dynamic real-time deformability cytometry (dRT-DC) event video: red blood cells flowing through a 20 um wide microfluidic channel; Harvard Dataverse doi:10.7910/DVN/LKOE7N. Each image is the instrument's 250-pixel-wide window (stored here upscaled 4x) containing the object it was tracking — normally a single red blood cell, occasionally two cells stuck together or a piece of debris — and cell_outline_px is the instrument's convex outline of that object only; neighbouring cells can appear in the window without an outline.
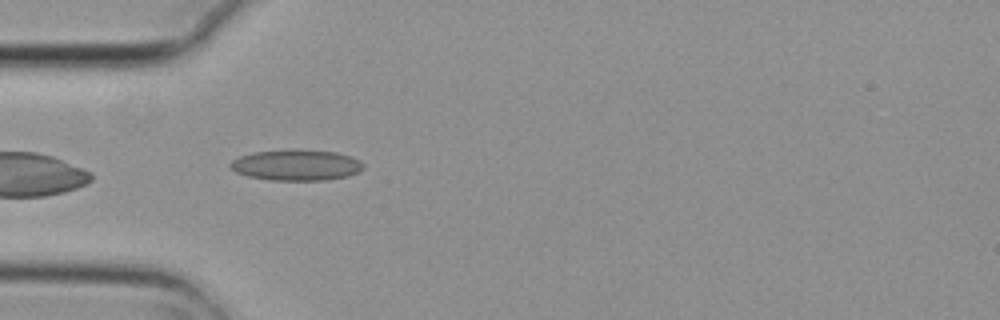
{"species": "common noctule bat (a hibernating species)", "species_latin": "Nyctalus noctula", "temperature_condition": "cold", "stored_images_in_passage": 9, "camera_frame_rate_fps": 3000, "um_per_image_px": 0.085, "animal": {"sex": "female", "body_mass_g": 29.2, "forearm_length_mm": 56.3}, "frame": {"image": 1, "passage_image": 4, "time_ms": 1.0, "image_size_px": [1000, 320], "cell_outline_px": [[364, 168], [360, 172], [348, 176], [328, 180], [268, 180], [248, 176], [236, 172], [228, 164], [232, 160], [240, 156], [252, 152], [296, 148], [336, 152], [352, 156], [360, 160], [364, 164]], "centroid_in_image_um": [25.22, 14.01], "position_along_channel_um": 59.8, "area_um2": 24.45}}
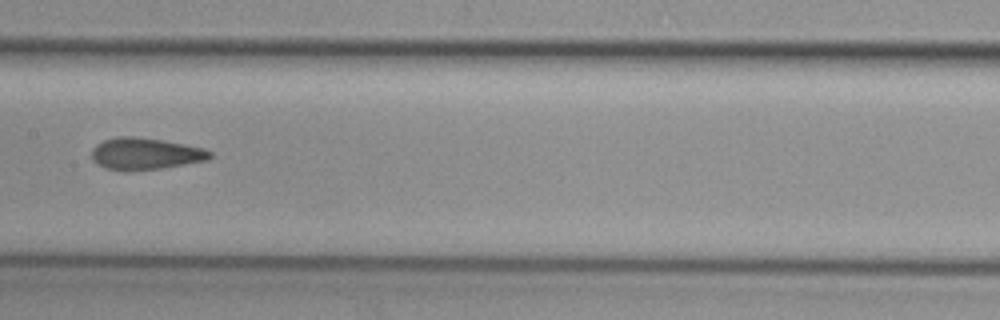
{"frame": {"image": 2, "passage_image": 7, "time_ms": 2.0, "image_size_px": [1000, 320], "cell_outline_px": [[212, 156], [208, 160], [160, 168], [128, 172], [124, 172], [104, 168], [92, 160], [92, 148], [96, 144], [104, 140], [116, 136], [132, 136], [164, 140], [204, 148], [212, 152]], "centroid_in_image_um": [12.32, 13.07], "position_along_channel_um": 195.1, "area_um2": 22.2}}
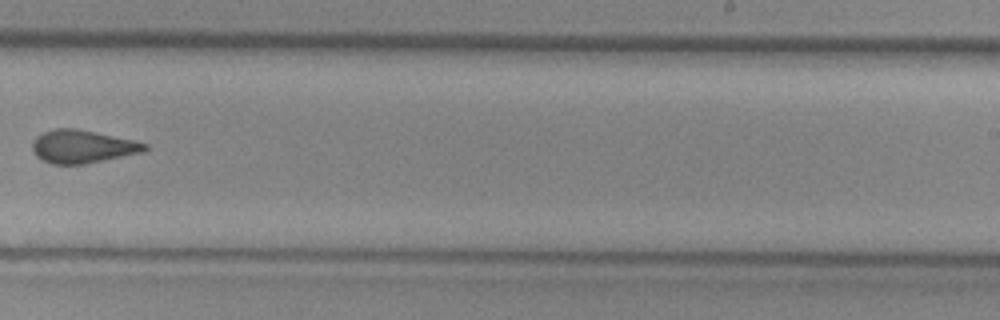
{"frame": {"image": 3, "passage_image": 9, "time_ms": 2.667, "image_size_px": [1000, 320], "cell_outline_px": [[148, 148], [144, 152], [84, 164], [52, 164], [40, 160], [32, 152], [32, 140], [36, 136], [52, 128], [76, 128], [136, 140], [148, 144]], "centroid_in_image_um": [6.99, 12.45], "position_along_channel_um": 282.0, "area_um2": 21.96}}